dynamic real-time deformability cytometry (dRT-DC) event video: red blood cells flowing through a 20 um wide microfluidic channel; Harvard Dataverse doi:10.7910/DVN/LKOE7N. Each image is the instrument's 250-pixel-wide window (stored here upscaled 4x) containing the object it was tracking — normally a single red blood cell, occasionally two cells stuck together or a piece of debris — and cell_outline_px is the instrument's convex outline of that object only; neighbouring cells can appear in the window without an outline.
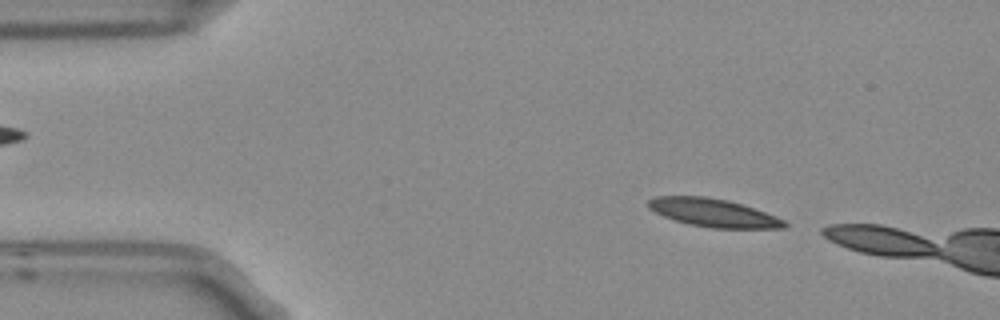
{"species": "Egyptian fruit bat (a non-hibernating species)", "species_latin": "Rousettus aegyptiacus", "temperature_condition": "room temperature", "stored_images_in_passage": 3, "camera_frame_rate_fps": 3000, "um_per_image_px": 0.085, "frame": {"image": 1, "passage_image": 1, "time_ms": 0.0, "image_size_px": [1000, 320], "cell_outline_px": [[788, 224], [784, 228], [712, 228], [688, 224], [664, 216], [648, 208], [648, 200], [656, 196], [704, 196], [728, 200], [776, 216], [784, 220]], "centroid_in_image_um": [60.62, 18.08], "position_along_channel_um": 24.4, "area_um2": 22.08}}